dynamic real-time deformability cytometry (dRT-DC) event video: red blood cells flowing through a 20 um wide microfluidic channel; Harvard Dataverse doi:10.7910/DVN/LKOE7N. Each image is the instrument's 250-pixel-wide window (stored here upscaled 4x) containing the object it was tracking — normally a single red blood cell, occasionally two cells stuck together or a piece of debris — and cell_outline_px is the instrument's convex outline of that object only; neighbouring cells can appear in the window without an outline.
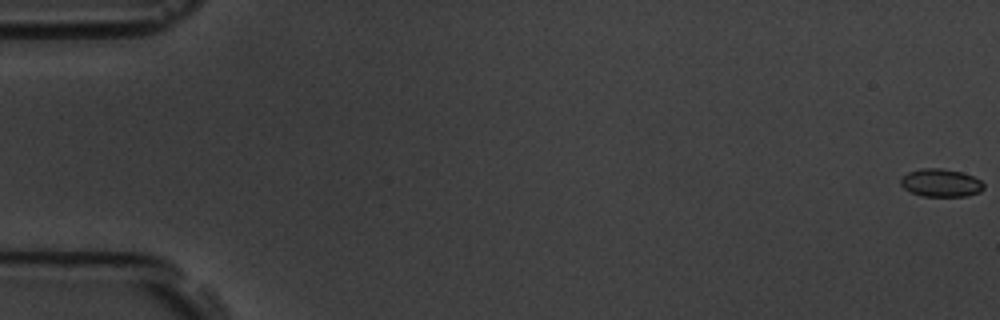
{"species": "common noctule bat (a hibernating species)", "species_latin": "Nyctalus noctula", "temperature_condition": "room temperature", "stored_images_in_passage": 59, "camera_frame_rate_fps": 3000, "um_per_image_px": 0.085, "animal": {"sex": "male", "body_mass_g": 19.5, "forearm_length_mm": 54.6}, "frame": {"image": 1, "passage_image": 1, "time_ms": 0.0, "image_size_px": [1000, 320], "cell_outline_px": [[984, 188], [980, 192], [968, 196], [924, 196], [912, 192], [904, 188], [900, 184], [900, 176], [908, 172], [920, 168], [940, 168], [960, 172], [972, 176], [980, 180], [984, 184]], "centroid_in_image_um": [79.95, 15.54], "position_along_channel_um": 5.0, "area_um2": 13.53}}
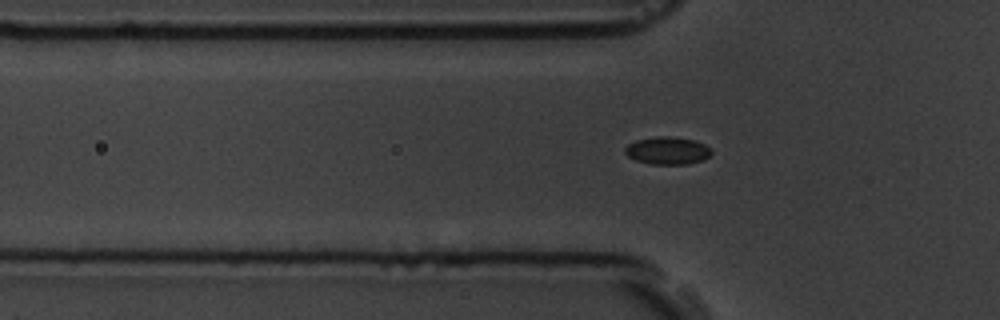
{"frame": {"image": 2, "passage_image": 20, "time_ms": 6.333, "image_size_px": [1000, 320], "cell_outline_px": [[712, 152], [704, 160], [688, 164], [652, 164], [636, 160], [628, 156], [624, 152], [624, 148], [628, 144], [636, 140], [656, 136], [668, 136], [696, 140], [704, 144]], "centroid_in_image_um": [56.72, 12.8], "position_along_channel_um": 69.1, "area_um2": 13.87}}
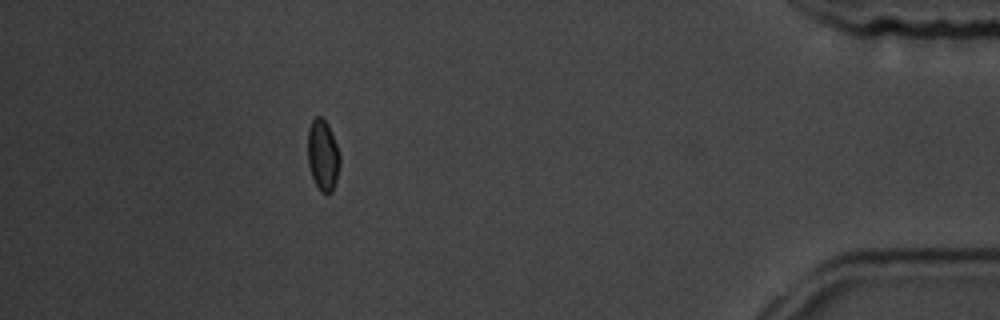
{"frame": {"image": 3, "passage_image": 53, "time_ms": 17.333, "image_size_px": [1000, 320], "cell_outline_px": [[340, 164], [336, 180], [332, 192], [320, 192], [312, 176], [308, 164], [308, 128], [312, 120], [316, 116], [320, 116], [328, 124], [336, 144], [340, 156]], "centroid_in_image_um": [27.44, 13.18], "position_along_channel_um": 407.8, "area_um2": 13.18}, "authors_computed_cell_mechanics": {"area_um2": 13.6408, "velocity_mm_per_s": 3.5646, "shape_relaxation_time_tau1_ms": 4.696, "shape_relaxation_time_tau2_ms": 6.2165, "deformation_change_tau1": 0.0623, "deformation_change_tau2": 0.0629}}